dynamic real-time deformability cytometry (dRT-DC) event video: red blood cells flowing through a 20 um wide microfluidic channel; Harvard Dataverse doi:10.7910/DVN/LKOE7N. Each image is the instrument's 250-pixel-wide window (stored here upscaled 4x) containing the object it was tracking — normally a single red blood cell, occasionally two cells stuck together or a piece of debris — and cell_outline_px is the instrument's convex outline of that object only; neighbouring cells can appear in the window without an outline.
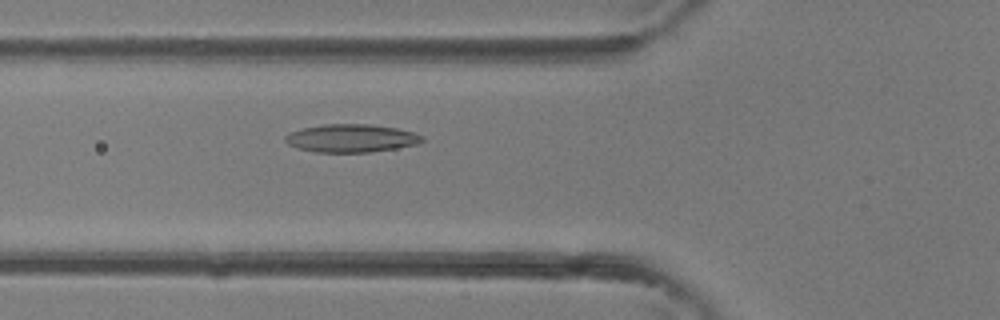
{"species": "common noctule bat (a hibernating species)", "species_latin": "Nyctalus noctula", "temperature_condition": "room temperature", "stored_images_in_passage": 27, "camera_frame_rate_fps": 3000, "um_per_image_px": 0.085, "animal": {"sex": "female"}, "frame": {"image": 1, "passage_image": 2, "time_ms": 0.333, "image_size_px": [1000, 320], "cell_outline_px": [[424, 140], [416, 144], [396, 148], [368, 152], [316, 152], [296, 148], [288, 144], [284, 140], [284, 136], [292, 132], [304, 128], [324, 124], [372, 124], [396, 128], [412, 132], [424, 136]], "centroid_in_image_um": [29.85, 11.75], "position_along_channel_um": 96.0, "area_um2": 22.25}}
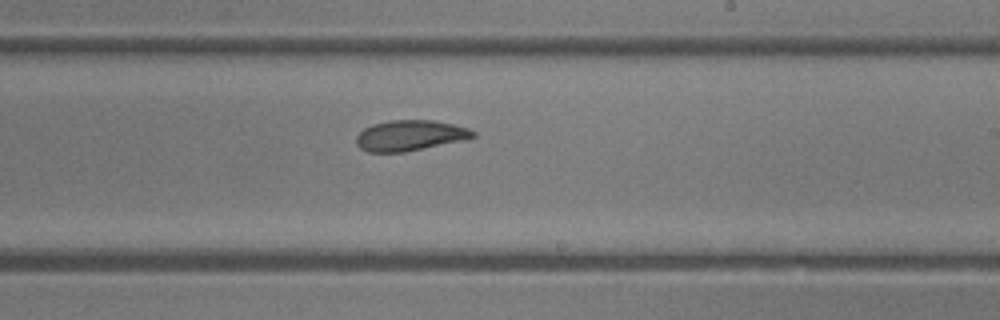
{"frame": {"image": 2, "passage_image": 11, "time_ms": 3.333, "image_size_px": [1000, 320], "cell_outline_px": [[476, 136], [464, 140], [404, 152], [368, 152], [360, 148], [356, 144], [356, 136], [364, 128], [372, 124], [388, 120], [432, 120], [452, 124], [468, 128], [476, 132]], "centroid_in_image_um": [34.83, 11.51], "position_along_channel_um": 254.2, "area_um2": 20.81}}
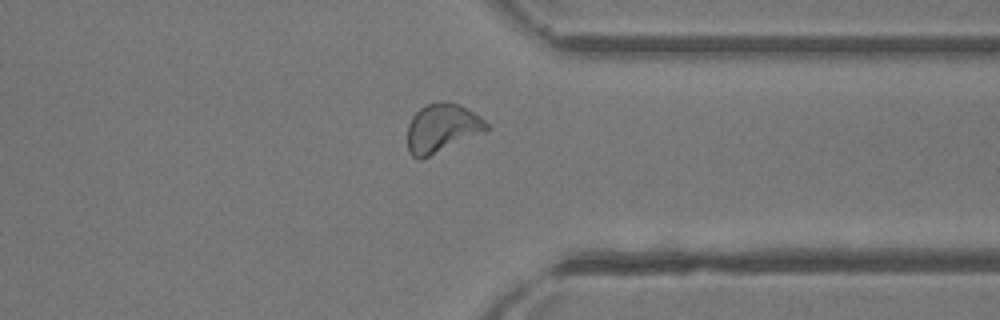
{"frame": {"image": 3, "passage_image": 18, "time_ms": 5.667, "image_size_px": [1000, 320], "cell_outline_px": [[488, 128], [484, 132], [420, 160], [412, 156], [408, 152], [408, 124], [412, 116], [420, 108], [436, 100], [460, 104], [480, 116], [488, 124]], "centroid_in_image_um": [37.55, 10.88], "position_along_channel_um": 373.9, "area_um2": 22.37}}